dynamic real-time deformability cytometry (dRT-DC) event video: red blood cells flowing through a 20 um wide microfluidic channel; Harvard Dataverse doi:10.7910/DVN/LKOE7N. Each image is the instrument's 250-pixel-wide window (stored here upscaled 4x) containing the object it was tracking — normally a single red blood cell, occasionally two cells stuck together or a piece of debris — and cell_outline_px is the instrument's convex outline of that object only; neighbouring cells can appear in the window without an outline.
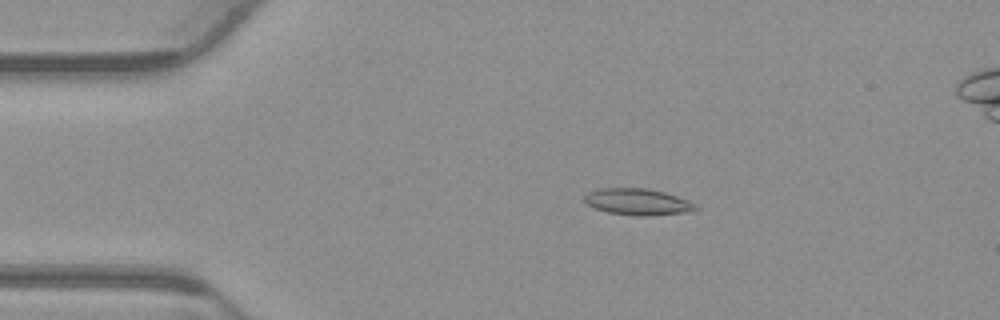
{"species": "common noctule bat (a hibernating species)", "species_latin": "Nyctalus noctula", "temperature_condition": "warm", "stored_images_in_passage": 49, "camera_frame_rate_fps": 3000, "um_per_image_px": 0.085, "animal": {"sex": "male", "body_mass_g": 23.1, "forearm_length_mm": 52.7}, "frame": {"image": 1, "passage_image": 5, "time_ms": 1.333, "image_size_px": [1000, 320], "cell_outline_px": [[700, 208], [688, 212], [648, 216], [640, 216], [608, 212], [596, 208], [588, 204], [584, 200], [584, 196], [588, 192], [600, 188], [648, 188], [664, 192], [688, 200], [696, 204]], "centroid_in_image_um": [54.23, 17.15], "position_along_channel_um": 30.8, "area_um2": 17.11}}
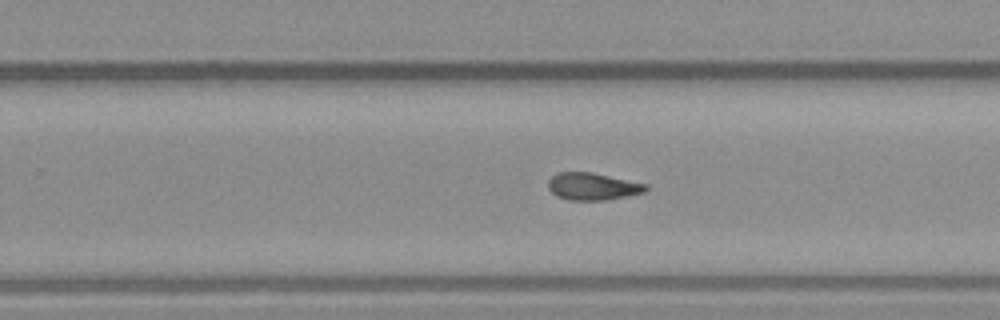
{"frame": {"image": 2, "passage_image": 28, "time_ms": 9.0, "image_size_px": [1000, 320], "cell_outline_px": [[648, 188], [644, 192], [628, 196], [608, 200], [568, 200], [556, 196], [548, 188], [548, 180], [552, 176], [560, 172], [592, 172], [648, 184]], "centroid_in_image_um": [50.38, 15.85], "position_along_channel_um": 279.4, "area_um2": 15.61}}
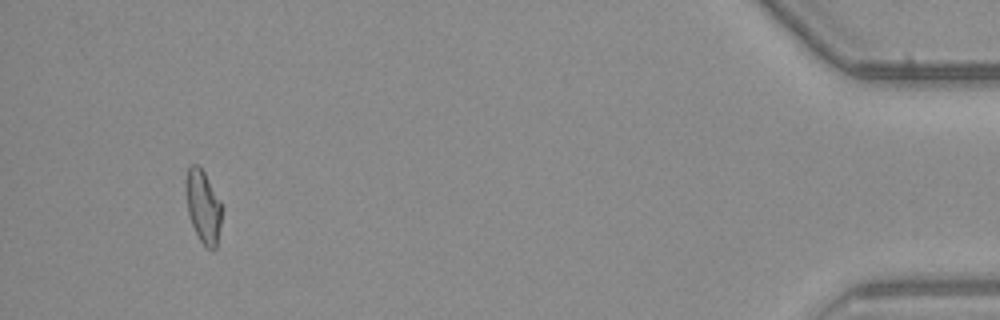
{"frame": {"image": 3, "passage_image": 45, "time_ms": 14.667, "image_size_px": [1000, 320], "cell_outline_px": [[220, 224], [216, 248], [212, 252], [200, 240], [192, 224], [188, 212], [184, 188], [184, 180], [188, 168], [192, 164], [200, 164], [220, 200]], "centroid_in_image_um": [17.23, 17.49], "position_along_channel_um": 418.0, "area_um2": 15.26}}